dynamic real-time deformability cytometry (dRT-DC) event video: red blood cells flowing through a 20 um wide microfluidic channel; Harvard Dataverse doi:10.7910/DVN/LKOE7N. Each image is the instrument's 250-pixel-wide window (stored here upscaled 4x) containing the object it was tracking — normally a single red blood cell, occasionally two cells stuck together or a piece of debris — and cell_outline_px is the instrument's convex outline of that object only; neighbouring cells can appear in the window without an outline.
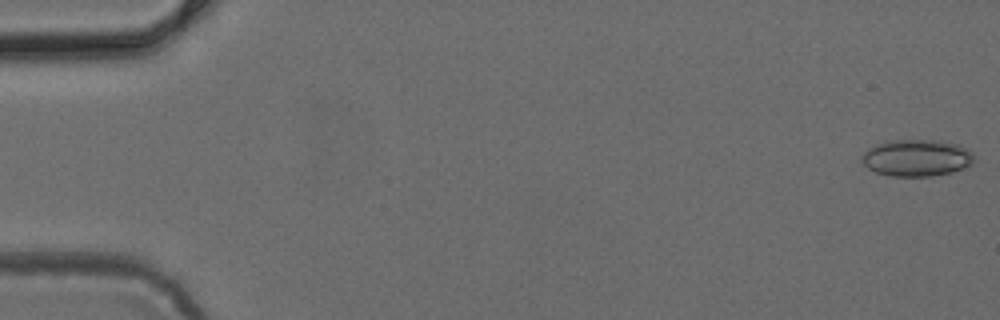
{"species": "common noctule bat (a hibernating species)", "species_latin": "Nyctalus noctula", "temperature_condition": "cold", "stored_images_in_passage": 49, "camera_frame_rate_fps": 3000, "um_per_image_px": 0.085, "animal": {"sex": "female", "body_mass_g": 24.6, "forearm_length_mm": 56.2}, "frame": {"image": 1, "passage_image": 1, "time_ms": 0.0, "image_size_px": [1000, 320], "cell_outline_px": [[976, 160], [972, 164], [948, 172], [932, 176], [888, 176], [876, 172], [868, 168], [860, 160], [860, 156], [868, 148], [876, 144], [888, 140], [936, 140], [960, 144], [968, 148], [972, 152]], "centroid_in_image_um": [77.9, 13.4], "position_along_channel_um": 7.1, "area_um2": 24.28}}
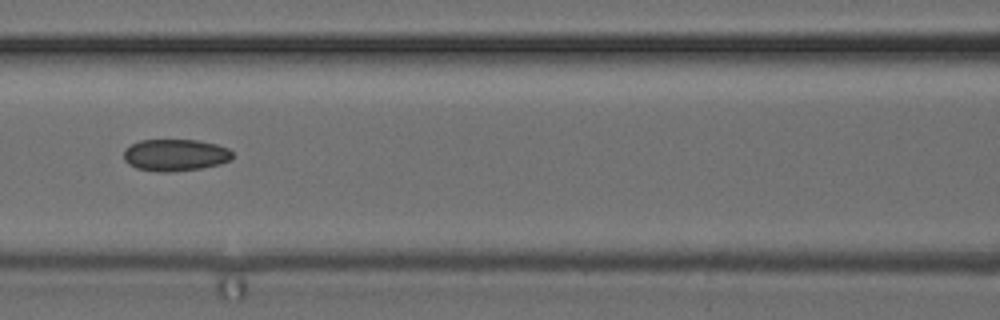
{"frame": {"image": 2, "passage_image": 22, "time_ms": 7.0, "image_size_px": [1000, 320], "cell_outline_px": [[232, 160], [220, 164], [200, 168], [168, 172], [164, 172], [136, 168], [128, 164], [124, 160], [124, 148], [140, 140], [196, 140], [216, 144], [228, 148], [232, 152]], "centroid_in_image_um": [14.89, 13.17], "position_along_channel_um": 151.7, "area_um2": 20.17}}
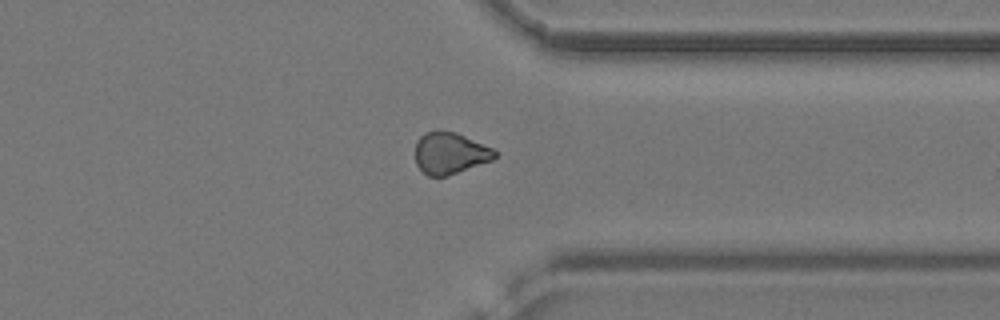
{"frame": {"image": 3, "passage_image": 38, "time_ms": 12.333, "image_size_px": [1000, 320], "cell_outline_px": [[496, 156], [492, 160], [444, 176], [428, 176], [416, 164], [416, 140], [424, 132], [456, 132], [492, 148], [496, 152]], "centroid_in_image_um": [38.23, 13.02], "position_along_channel_um": 373.2, "area_um2": 18.79}}